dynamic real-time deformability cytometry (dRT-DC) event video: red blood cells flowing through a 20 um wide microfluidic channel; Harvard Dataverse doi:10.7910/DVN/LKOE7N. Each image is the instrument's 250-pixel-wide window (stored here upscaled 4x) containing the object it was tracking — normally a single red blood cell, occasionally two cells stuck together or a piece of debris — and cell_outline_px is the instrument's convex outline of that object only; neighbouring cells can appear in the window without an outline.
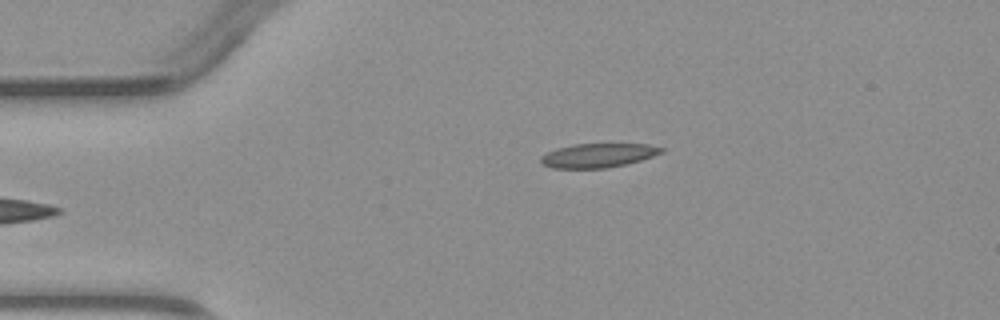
{"species": "common noctule bat (a hibernating species)", "species_latin": "Nyctalus noctula", "temperature_condition": "warm", "stored_images_in_passage": 3, "camera_frame_rate_fps": 3000, "um_per_image_px": 0.085, "animal": {"sex": "male", "body_mass_g": 23.1, "forearm_length_mm": 52.7}, "frame": {"image": 1, "passage_image": 3, "time_ms": 2.333, "image_size_px": [1000, 320], "cell_outline_px": [[664, 152], [628, 164], [604, 168], [552, 168], [544, 164], [540, 160], [540, 156], [556, 148], [572, 144], [648, 144], [664, 148]], "centroid_in_image_um": [50.84, 13.2], "position_along_channel_um": 34.2, "area_um2": 16.88}}